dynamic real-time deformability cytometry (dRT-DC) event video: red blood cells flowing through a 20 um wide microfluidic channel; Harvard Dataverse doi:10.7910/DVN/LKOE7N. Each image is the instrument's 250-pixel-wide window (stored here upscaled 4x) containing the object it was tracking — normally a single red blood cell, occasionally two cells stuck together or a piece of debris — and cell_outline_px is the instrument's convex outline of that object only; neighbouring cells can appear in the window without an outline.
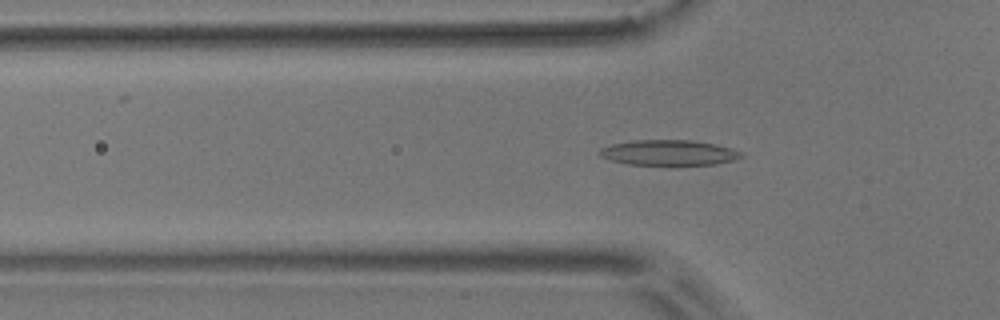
{"species": "common noctule bat (a hibernating species)", "species_latin": "Nyctalus noctula", "temperature_condition": "room temperature", "stored_images_in_passage": 53, "camera_frame_rate_fps": 3000, "um_per_image_px": 0.085, "animal": {"sex": "male", "body_mass_g": 17.9}, "frame": {"image": 1, "passage_image": 16, "time_ms": 5.0, "image_size_px": [1000, 320], "cell_outline_px": [[744, 156], [732, 160], [716, 164], [672, 168], [628, 164], [612, 160], [600, 156], [596, 152], [600, 148], [612, 144], [632, 140], [692, 140], [716, 144], [732, 148], [744, 152]], "centroid_in_image_um": [56.87, 13.02], "position_along_channel_um": 68.9, "area_um2": 22.14}}
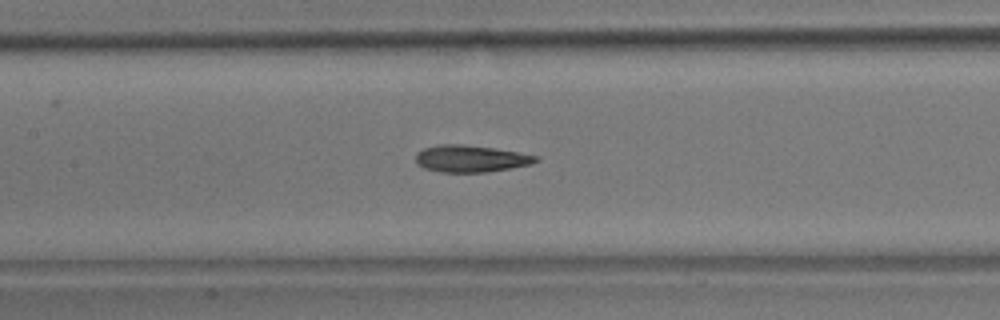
{"frame": {"image": 2, "passage_image": 24, "time_ms": 7.667, "image_size_px": [1000, 320], "cell_outline_px": [[540, 160], [532, 164], [512, 168], [488, 172], [440, 172], [424, 168], [416, 164], [416, 152], [424, 148], [440, 144], [464, 144], [496, 148], [536, 156]], "centroid_in_image_um": [39.99, 13.48], "position_along_channel_um": 167.4, "area_um2": 18.96}}
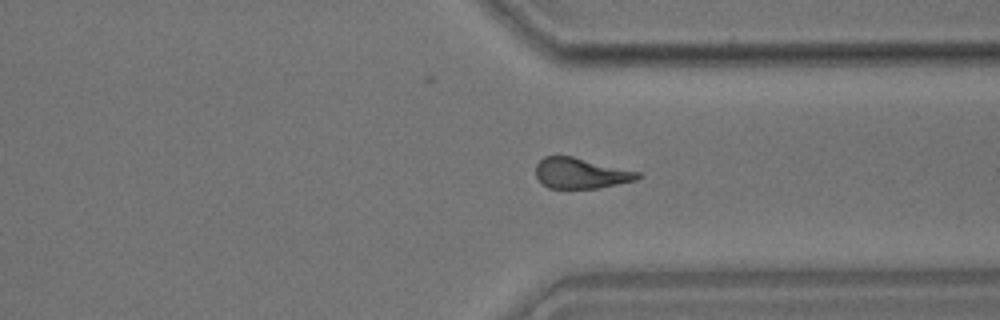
{"frame": {"image": 3, "passage_image": 40, "time_ms": 13.0, "image_size_px": [1000, 320], "cell_outline_px": [[640, 176], [636, 180], [600, 188], [548, 188], [536, 176], [536, 164], [544, 156], [572, 156], [640, 172]], "centroid_in_image_um": [49.36, 14.72], "position_along_channel_um": 362.0, "area_um2": 18.03}, "authors_computed_cell_mechanics": {"area_um2": 19.1318, "velocity_mm_per_s": 3.657, "shape_relaxation_time_tau1_ms": 6.2525, "shape_relaxation_time_tau2_ms": 2.9004, "deformation_change_tau1": 0.1849, "deformation_change_tau2": 0.1167}}